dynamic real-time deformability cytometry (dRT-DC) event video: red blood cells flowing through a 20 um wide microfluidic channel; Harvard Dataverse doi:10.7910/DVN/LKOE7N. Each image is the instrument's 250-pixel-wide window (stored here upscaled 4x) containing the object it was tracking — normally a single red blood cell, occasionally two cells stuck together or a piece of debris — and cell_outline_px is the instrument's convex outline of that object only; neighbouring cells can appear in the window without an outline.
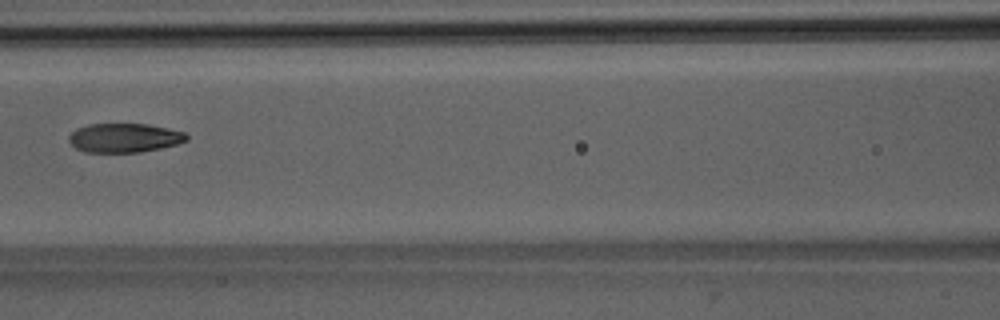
{"species": "Egyptian fruit bat (a non-hibernating species)", "species_latin": "Rousettus aegyptiacus", "temperature_condition": "room temperature", "stored_images_in_passage": 8, "camera_frame_rate_fps": 3000, "um_per_image_px": 0.085, "animal": {"sex": "male"}, "frame": {"image": 1, "passage_image": 7, "time_ms": 7.0, "image_size_px": [1000, 320], "cell_outline_px": [[188, 140], [176, 144], [160, 148], [140, 152], [84, 152], [76, 148], [68, 140], [68, 136], [76, 128], [88, 124], [148, 124], [168, 128], [184, 132], [188, 136]], "centroid_in_image_um": [10.55, 11.71], "position_along_channel_um": 156.0, "area_um2": 19.94}}